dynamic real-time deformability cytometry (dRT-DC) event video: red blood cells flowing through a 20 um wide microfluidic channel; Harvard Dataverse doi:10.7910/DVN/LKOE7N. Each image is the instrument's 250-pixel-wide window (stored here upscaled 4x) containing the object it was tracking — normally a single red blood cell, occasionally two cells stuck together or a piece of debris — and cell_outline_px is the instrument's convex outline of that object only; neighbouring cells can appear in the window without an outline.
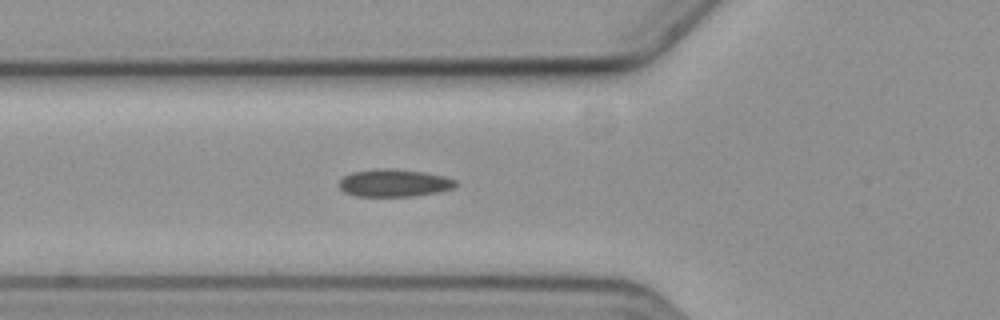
{"species": "common noctule bat (a hibernating species)", "species_latin": "Nyctalus noctula", "temperature_condition": "cold", "stored_images_in_passage": 2, "camera_frame_rate_fps": 3000, "um_per_image_px": 0.085, "animal": {"sex": "female", "body_mass_g": 19.3, "forearm_length_mm": 54.1}, "frame": {"image": 1, "passage_image": 2, "time_ms": 1.333, "image_size_px": [1000, 320], "cell_outline_px": [[456, 188], [440, 192], [416, 196], [356, 196], [344, 192], [340, 188], [340, 180], [344, 176], [352, 172], [376, 168], [392, 168], [424, 172], [444, 176], [456, 180]], "centroid_in_image_um": [33.53, 15.55], "position_along_channel_um": 92.3, "area_um2": 18.9}}